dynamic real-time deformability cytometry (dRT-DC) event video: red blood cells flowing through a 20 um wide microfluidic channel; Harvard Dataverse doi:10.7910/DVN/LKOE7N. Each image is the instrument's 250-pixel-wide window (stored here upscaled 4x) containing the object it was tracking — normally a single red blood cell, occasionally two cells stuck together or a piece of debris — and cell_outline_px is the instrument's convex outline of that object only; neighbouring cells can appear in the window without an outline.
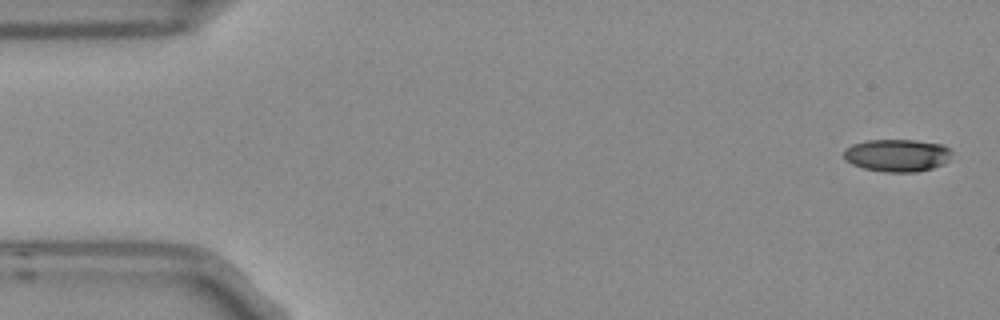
{"species": "Egyptian fruit bat (a non-hibernating species)", "species_latin": "Rousettus aegyptiacus", "temperature_condition": "room temperature", "stored_images_in_passage": 6, "camera_frame_rate_fps": 3000, "um_per_image_px": 0.085, "frame": {"image": 1, "passage_image": 1, "time_ms": 0.0, "image_size_px": [1000, 320], "cell_outline_px": [[952, 152], [948, 160], [932, 168], [916, 172], [884, 172], [864, 168], [852, 164], [844, 160], [844, 152], [852, 144], [868, 140], [916, 140], [944, 144]], "centroid_in_image_um": [76.25, 13.2], "position_along_channel_um": 8.7, "area_um2": 20.4}}
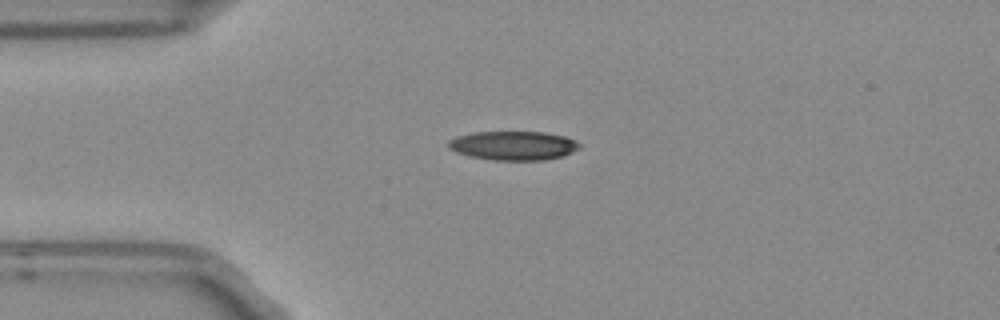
{"frame": {"image": 2, "passage_image": 4, "time_ms": 1.0, "image_size_px": [1000, 320], "cell_outline_px": [[580, 148], [564, 156], [544, 160], [492, 160], [472, 156], [456, 152], [448, 148], [448, 140], [456, 136], [476, 132], [544, 132], [564, 136], [576, 140], [580, 144]], "centroid_in_image_um": [43.65, 12.37], "position_along_channel_um": 41.3, "area_um2": 22.2}}
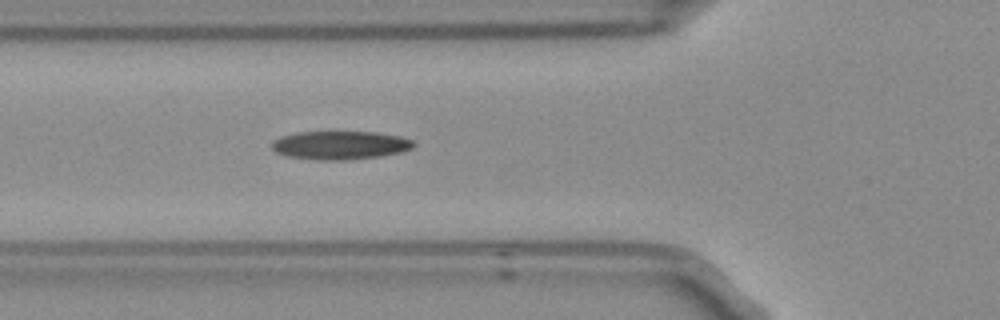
{"frame": {"image": 3, "passage_image": 6, "time_ms": 1.667, "image_size_px": [1000, 320], "cell_outline_px": [[416, 144], [412, 148], [404, 152], [380, 156], [344, 160], [320, 160], [288, 156], [276, 152], [272, 148], [272, 140], [280, 136], [296, 132], [376, 132], [400, 136], [412, 140]], "centroid_in_image_um": [28.92, 12.34], "position_along_channel_um": 96.9, "area_um2": 23.58}}